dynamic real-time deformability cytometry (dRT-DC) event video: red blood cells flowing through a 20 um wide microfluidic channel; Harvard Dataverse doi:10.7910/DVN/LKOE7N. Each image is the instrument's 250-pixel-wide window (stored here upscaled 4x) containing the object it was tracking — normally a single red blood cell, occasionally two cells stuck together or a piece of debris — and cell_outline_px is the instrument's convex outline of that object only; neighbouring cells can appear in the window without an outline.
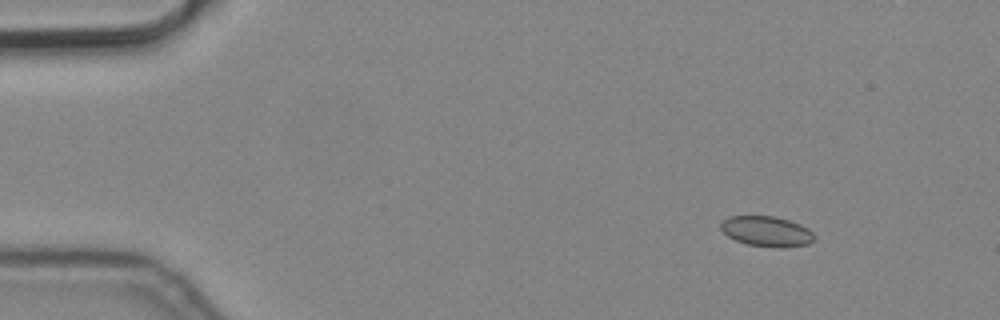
{"species": "common noctule bat (a hibernating species)", "species_latin": "Nyctalus noctula", "temperature_condition": "cold", "stored_images_in_passage": 5, "camera_frame_rate_fps": 3000, "um_per_image_px": 0.085, "animal": {"sex": "male", "body_mass_g": 19.2, "forearm_length_mm": 51.8}, "frame": {"image": 1, "passage_image": 3, "time_ms": 0.667, "image_size_px": [1000, 320], "cell_outline_px": [[816, 236], [808, 244], [780, 248], [748, 244], [736, 240], [728, 236], [720, 228], [720, 224], [728, 216], [772, 216], [788, 220], [800, 224], [808, 228]], "centroid_in_image_um": [65.17, 19.66], "position_along_channel_um": 19.8, "area_um2": 16.36}}